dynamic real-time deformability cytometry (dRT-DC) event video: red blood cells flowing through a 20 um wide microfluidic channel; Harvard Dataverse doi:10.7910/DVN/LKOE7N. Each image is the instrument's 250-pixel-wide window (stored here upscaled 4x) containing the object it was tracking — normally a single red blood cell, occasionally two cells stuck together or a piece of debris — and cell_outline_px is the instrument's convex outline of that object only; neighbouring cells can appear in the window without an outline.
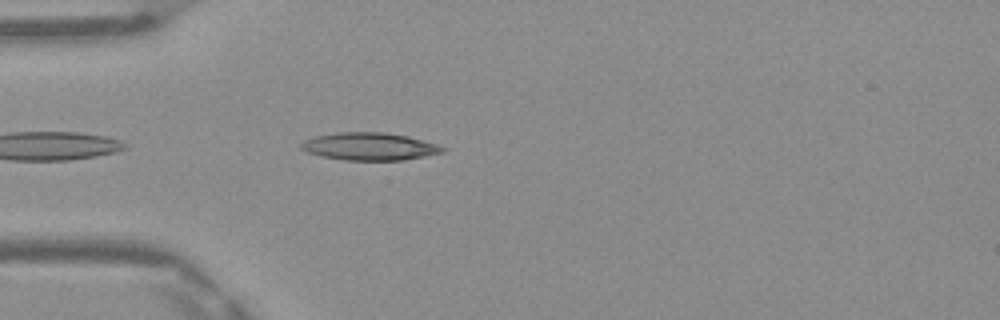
{"species": "Egyptian fruit bat (a non-hibernating species)", "species_latin": "Rousettus aegyptiacus", "temperature_condition": "warm", "stored_images_in_passage": 6, "camera_frame_rate_fps": 3000, "um_per_image_px": 0.085, "frame": {"image": 1, "passage_image": 2, "time_ms": 0.333, "image_size_px": [1000, 320], "cell_outline_px": [[448, 148], [444, 152], [404, 160], [344, 160], [320, 156], [308, 152], [300, 148], [300, 144], [304, 140], [316, 136], [336, 132], [384, 132], [408, 136], [436, 144]], "centroid_in_image_um": [31.41, 12.45], "position_along_channel_um": 53.6, "area_um2": 22.77}}
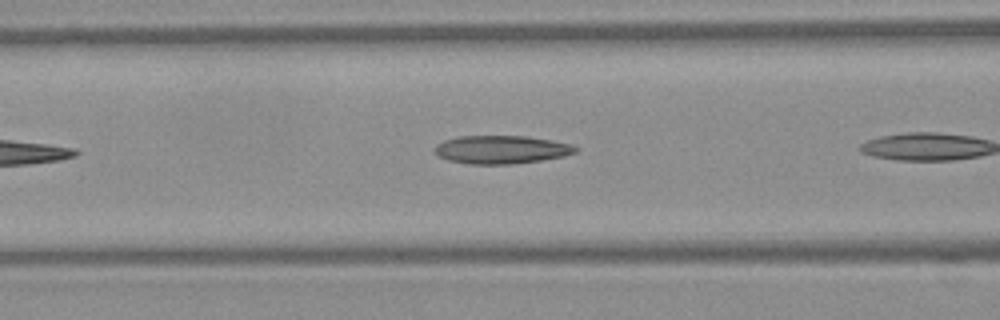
{"frame": {"image": 2, "passage_image": 5, "time_ms": 1.333, "image_size_px": [1000, 320], "cell_outline_px": [[580, 148], [576, 152], [564, 156], [540, 160], [512, 164], [468, 164], [448, 160], [440, 156], [432, 148], [436, 144], [444, 140], [460, 136], [524, 136], [552, 140], [572, 144]], "centroid_in_image_um": [42.62, 12.71], "position_along_channel_um": 124.0, "area_um2": 23.18}}